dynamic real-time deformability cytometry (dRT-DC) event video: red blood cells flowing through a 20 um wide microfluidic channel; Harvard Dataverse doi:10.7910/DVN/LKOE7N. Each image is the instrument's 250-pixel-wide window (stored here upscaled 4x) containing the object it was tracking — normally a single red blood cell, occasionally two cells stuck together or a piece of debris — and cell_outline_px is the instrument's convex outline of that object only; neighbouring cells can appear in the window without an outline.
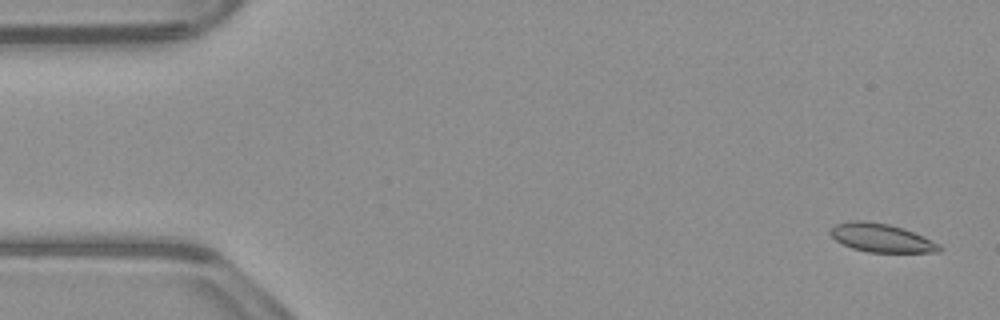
{"species": "common noctule bat (a hibernating species)", "species_latin": "Nyctalus noctula", "temperature_condition": "warm", "stored_images_in_passage": 54, "camera_frame_rate_fps": 3000, "um_per_image_px": 0.085, "animal": {"sex": "male", "body_mass_g": 23.1, "forearm_length_mm": 52.7}, "frame": {"image": 1, "passage_image": 2, "time_ms": 0.333, "image_size_px": [1000, 320], "cell_outline_px": [[944, 248], [940, 252], [868, 252], [852, 248], [836, 240], [828, 232], [836, 224], [852, 220], [864, 220], [888, 224], [924, 236], [940, 244]], "centroid_in_image_um": [74.93, 20.22], "position_along_channel_um": 10.1, "area_um2": 17.98}}
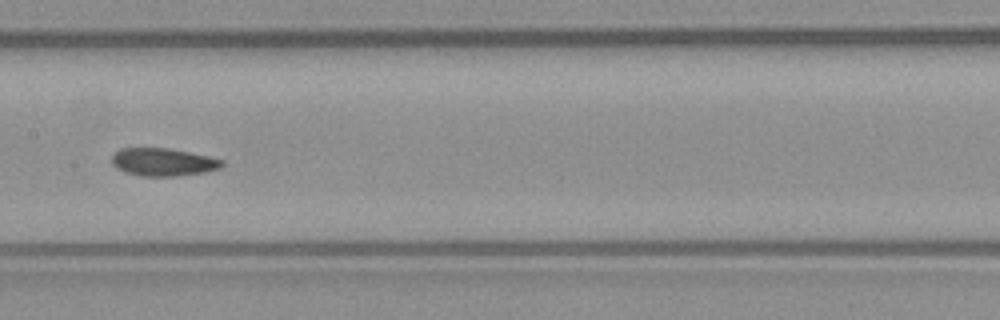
{"frame": {"image": 2, "passage_image": 26, "time_ms": 8.333, "image_size_px": [1000, 320], "cell_outline_px": [[224, 164], [220, 168], [204, 172], [176, 176], [140, 176], [124, 172], [116, 168], [112, 164], [112, 152], [120, 148], [168, 148], [208, 156], [224, 160]], "centroid_in_image_um": [13.82, 13.77], "position_along_channel_um": 193.6, "area_um2": 17.98}}
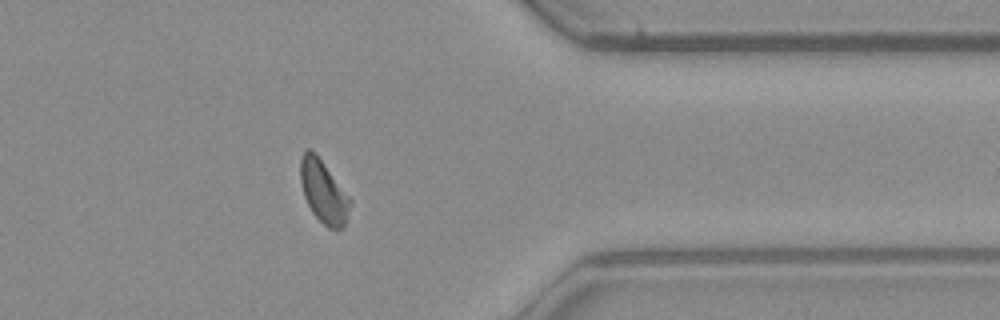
{"frame": {"image": 3, "passage_image": 42, "time_ms": 13.667, "image_size_px": [1000, 320], "cell_outline_px": [[352, 204], [344, 228], [328, 228], [312, 212], [304, 196], [300, 180], [300, 156], [308, 148], [316, 152], [352, 200]], "centroid_in_image_um": [27.51, 16.27], "position_along_channel_um": 383.9, "area_um2": 18.26}, "authors_computed_cell_mechanics": {"area_um2": 18.0914, "velocity_mm_per_s": 3.8876, "shape_relaxation_time_tau1_ms": null, "shape_relaxation_time_tau2_ms": 5.0511, "deformation_change_tau1": null, "deformation_change_tau2": 0.0935}}